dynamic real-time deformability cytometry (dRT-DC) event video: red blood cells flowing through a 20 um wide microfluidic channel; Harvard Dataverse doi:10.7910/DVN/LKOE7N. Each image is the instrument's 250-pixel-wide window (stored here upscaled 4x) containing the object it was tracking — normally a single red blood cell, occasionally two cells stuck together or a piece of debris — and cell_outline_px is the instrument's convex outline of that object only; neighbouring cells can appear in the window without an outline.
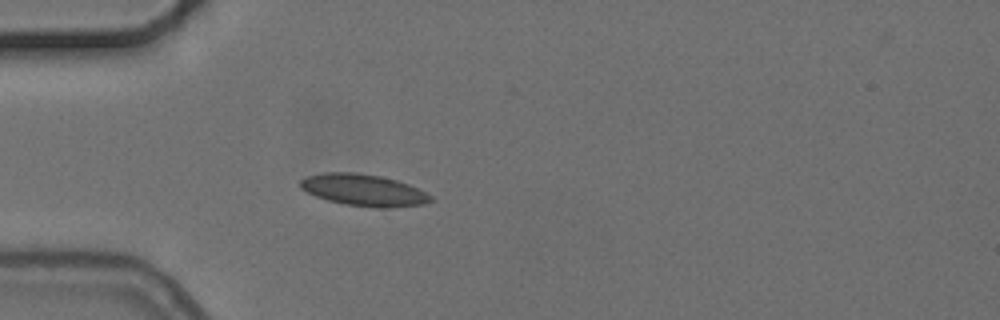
{"species": "common noctule bat (a hibernating species)", "species_latin": "Nyctalus noctula", "temperature_condition": "cold", "stored_images_in_passage": 3, "camera_frame_rate_fps": 3000, "um_per_image_px": 0.085, "animal": {"sex": "female", "body_mass_g": 24.6, "forearm_length_mm": 56.2}, "frame": {"image": 1, "passage_image": 3, "time_ms": 3.333, "image_size_px": [1000, 320], "cell_outline_px": [[436, 200], [424, 204], [384, 208], [376, 208], [344, 204], [328, 200], [316, 196], [300, 188], [300, 180], [308, 176], [324, 172], [356, 172], [380, 176], [396, 180], [408, 184], [432, 196]], "centroid_in_image_um": [30.92, 16.16], "position_along_channel_um": 54.1, "area_um2": 24.04}}